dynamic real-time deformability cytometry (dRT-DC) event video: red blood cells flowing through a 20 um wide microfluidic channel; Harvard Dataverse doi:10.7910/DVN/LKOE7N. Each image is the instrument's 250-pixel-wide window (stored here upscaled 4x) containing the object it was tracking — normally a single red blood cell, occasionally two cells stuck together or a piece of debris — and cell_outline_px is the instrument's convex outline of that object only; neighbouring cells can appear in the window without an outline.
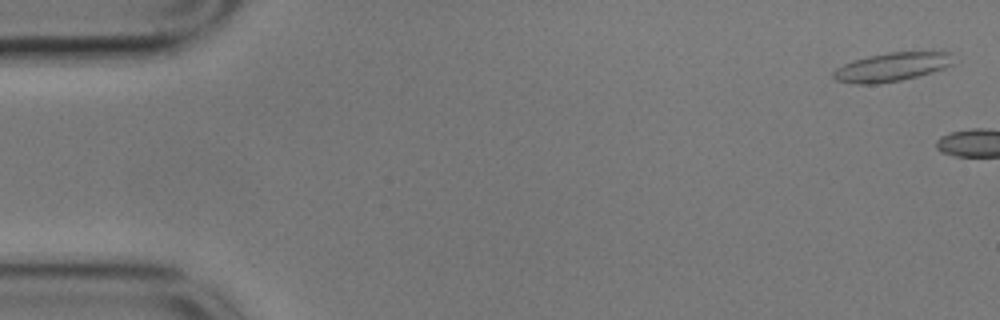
{"species": "common noctule bat (a hibernating species)", "species_latin": "Nyctalus noctula", "temperature_condition": "cold", "stored_images_in_passage": 5, "camera_frame_rate_fps": 3000, "um_per_image_px": 0.085, "animal": {"sex": "male", "body_mass_g": 17.9}, "frame": {"image": 1, "passage_image": 2, "time_ms": 0.333, "image_size_px": [1000, 320], "cell_outline_px": [[952, 64], [944, 68], [932, 72], [900, 80], [880, 84], [856, 84], [836, 80], [832, 76], [832, 72], [836, 68], [852, 60], [868, 56], [888, 52], [952, 52]], "centroid_in_image_um": [75.76, 5.69], "position_along_channel_um": 9.2, "area_um2": 20.0}}